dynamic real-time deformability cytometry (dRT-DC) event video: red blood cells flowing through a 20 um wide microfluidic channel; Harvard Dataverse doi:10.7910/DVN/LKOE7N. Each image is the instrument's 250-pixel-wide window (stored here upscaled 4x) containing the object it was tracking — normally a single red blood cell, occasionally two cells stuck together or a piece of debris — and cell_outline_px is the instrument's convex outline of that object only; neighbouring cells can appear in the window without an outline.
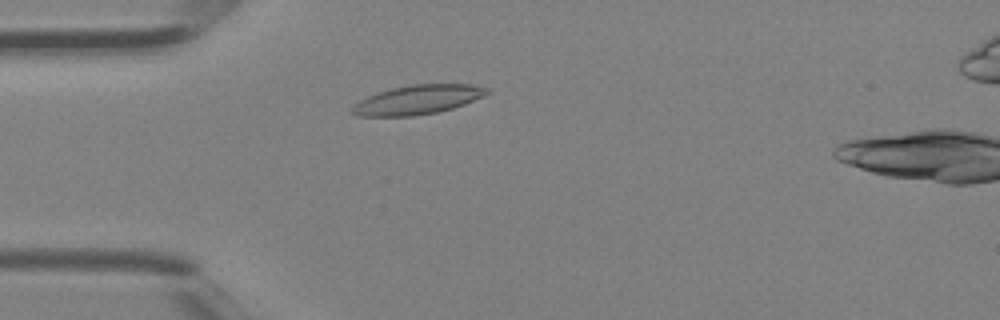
{"species": "Egyptian fruit bat (a non-hibernating species)", "species_latin": "Rousettus aegyptiacus", "temperature_condition": "room temperature", "stored_images_in_passage": 39, "segment_of_instrument_passage": [1, 2], "camera_frame_rate_fps": 3000, "um_per_image_px": 0.085, "animal": {"sex": "female"}, "frame": {"image": 1, "passage_image": 8, "time_ms": 2.333, "image_size_px": [1000, 320], "cell_outline_px": [[488, 92], [484, 96], [464, 104], [452, 108], [436, 112], [412, 116], [356, 116], [352, 112], [352, 108], [360, 100], [376, 92], [392, 88], [412, 84], [472, 84], [488, 88]], "centroid_in_image_um": [35.5, 8.47], "position_along_channel_um": 49.5, "area_um2": 22.77}}
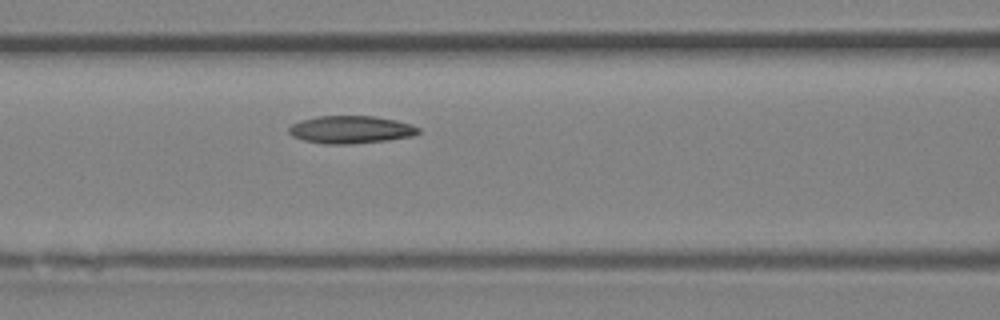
{"frame": {"image": 2, "passage_image": 14, "time_ms": 4.333, "image_size_px": [1000, 320], "cell_outline_px": [[420, 132], [412, 136], [388, 140], [352, 144], [324, 144], [304, 140], [292, 136], [288, 132], [288, 128], [292, 124], [300, 120], [316, 116], [372, 116], [396, 120], [412, 124], [420, 128]], "centroid_in_image_um": [29.81, 11.02], "position_along_channel_um": 136.8, "area_um2": 20.98}}
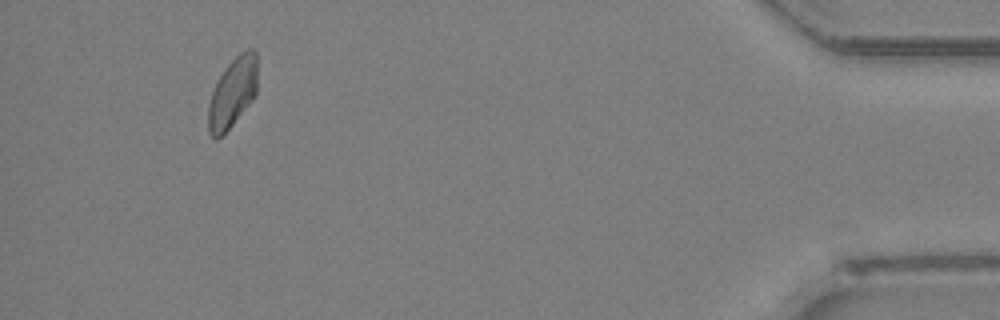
{"frame": {"image": 3, "passage_image": 35, "time_ms": 11.333, "image_size_px": [1000, 320], "cell_outline_px": [[256, 92], [252, 100], [232, 124], [216, 140], [208, 132], [208, 104], [212, 92], [224, 68], [240, 52], [248, 48], [252, 48], [256, 52]], "centroid_in_image_um": [19.76, 7.86], "position_along_channel_um": 415.4, "area_um2": 19.65}}